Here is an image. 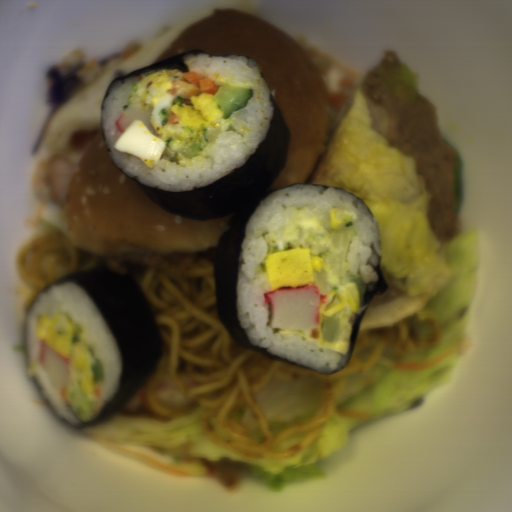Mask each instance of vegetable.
I'll return each instance as SVG.
<instances>
[{"label": "vegetable", "instance_id": "obj_1", "mask_svg": "<svg viewBox=\"0 0 512 512\" xmlns=\"http://www.w3.org/2000/svg\"><path fill=\"white\" fill-rule=\"evenodd\" d=\"M308 184L344 189L364 202L379 226L382 274L423 298L435 342L399 360L424 363L457 350L477 298L478 249L457 223L438 238L414 159L388 147L373 126L363 90H352L327 121L326 140Z\"/></svg>", "mask_w": 512, "mask_h": 512}, {"label": "vegetable", "instance_id": "obj_2", "mask_svg": "<svg viewBox=\"0 0 512 512\" xmlns=\"http://www.w3.org/2000/svg\"><path fill=\"white\" fill-rule=\"evenodd\" d=\"M383 361L366 371L351 375L335 401L333 412L314 441L289 456L252 459L225 451L200 428L205 408L165 419L136 415H113L88 427L116 445L146 446L152 452L175 459L192 476H205L206 465L221 461L243 466L246 476L277 491L297 483L321 479L327 472L325 457L347 444L348 432L373 423L405 404L446 384L457 360L452 354L428 367L396 369Z\"/></svg>", "mask_w": 512, "mask_h": 512}, {"label": "vegetable", "instance_id": "obj_3", "mask_svg": "<svg viewBox=\"0 0 512 512\" xmlns=\"http://www.w3.org/2000/svg\"><path fill=\"white\" fill-rule=\"evenodd\" d=\"M321 382L269 383L258 399L273 431L308 422L317 412Z\"/></svg>", "mask_w": 512, "mask_h": 512}, {"label": "vegetable", "instance_id": "obj_4", "mask_svg": "<svg viewBox=\"0 0 512 512\" xmlns=\"http://www.w3.org/2000/svg\"><path fill=\"white\" fill-rule=\"evenodd\" d=\"M233 420L239 424L246 439L257 444L263 440L261 431L246 404L233 411Z\"/></svg>", "mask_w": 512, "mask_h": 512}]
</instances>
